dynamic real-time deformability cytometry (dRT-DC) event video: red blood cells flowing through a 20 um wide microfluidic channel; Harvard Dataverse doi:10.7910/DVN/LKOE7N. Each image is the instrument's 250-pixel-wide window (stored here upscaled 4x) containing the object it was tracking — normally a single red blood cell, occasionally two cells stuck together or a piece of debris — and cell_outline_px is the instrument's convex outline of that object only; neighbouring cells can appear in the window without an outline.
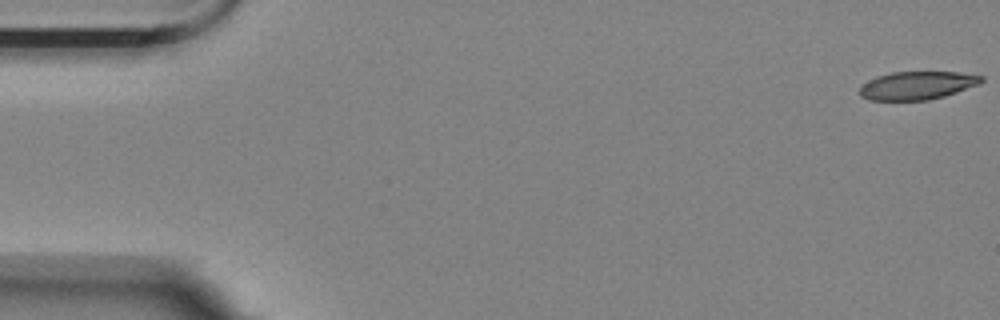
{"species": "Egyptian fruit bat (a non-hibernating species)", "species_latin": "Rousettus aegyptiacus", "temperature_condition": "room temperature", "stored_images_in_passage": 57, "camera_frame_rate_fps": 3000, "um_per_image_px": 0.085, "animal": {"sex": "female"}, "frame": {"image": 1, "passage_image": 1, "time_ms": 0.0, "image_size_px": [1000, 320], "cell_outline_px": [[984, 80], [980, 84], [944, 96], [928, 100], [868, 100], [860, 96], [860, 84], [876, 76], [892, 72], [960, 72], [984, 76]], "centroid_in_image_um": [77.95, 7.26], "position_along_channel_um": 7.1, "area_um2": 20.11}}
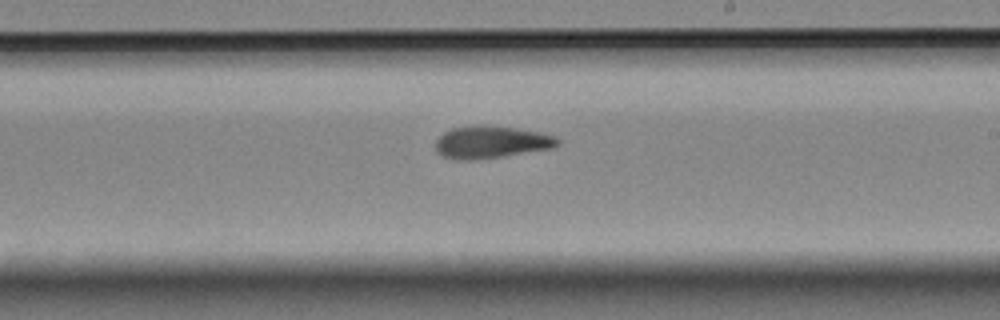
{"frame": {"image": 2, "passage_image": 33, "time_ms": 10.667, "image_size_px": [1000, 320], "cell_outline_px": [[560, 144], [552, 148], [504, 156], [472, 160], [460, 160], [440, 156], [436, 152], [436, 140], [444, 132], [452, 128], [480, 124], [516, 128], [540, 132], [556, 136], [560, 140]], "centroid_in_image_um": [41.74, 12.08], "position_along_channel_um": 247.3, "area_um2": 23.18}}
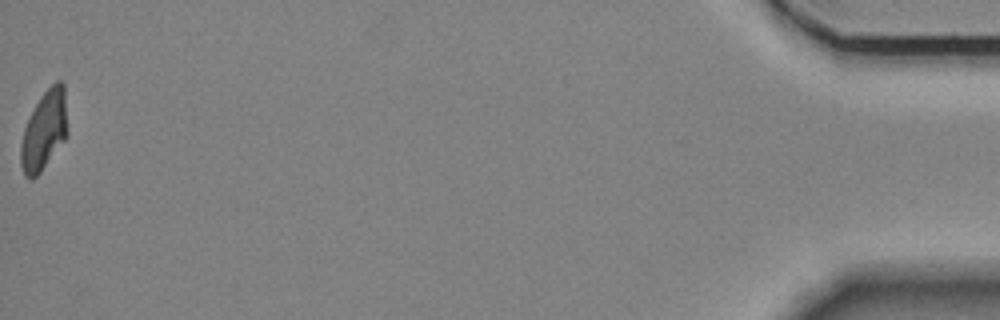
{"frame": {"image": 3, "passage_image": 57, "time_ms": 18.667, "image_size_px": [1000, 320], "cell_outline_px": [[68, 136], [40, 172], [32, 180], [28, 180], [24, 176], [20, 164], [20, 144], [24, 128], [40, 96], [56, 80], [60, 80], [64, 84], [68, 128]], "centroid_in_image_um": [3.76, 11.11], "position_along_channel_um": 431.4, "area_um2": 21.79}, "authors_computed_cell_mechanics": {"area_um2": 22.0796, "velocity_mm_per_s": 3.5204, "shape_relaxation_time_tau1_ms": 7.7326, "shape_relaxation_time_tau2_ms": 2.4254, "deformation_change_tau1": 0.204, "deformation_change_tau2": 0.0928}}